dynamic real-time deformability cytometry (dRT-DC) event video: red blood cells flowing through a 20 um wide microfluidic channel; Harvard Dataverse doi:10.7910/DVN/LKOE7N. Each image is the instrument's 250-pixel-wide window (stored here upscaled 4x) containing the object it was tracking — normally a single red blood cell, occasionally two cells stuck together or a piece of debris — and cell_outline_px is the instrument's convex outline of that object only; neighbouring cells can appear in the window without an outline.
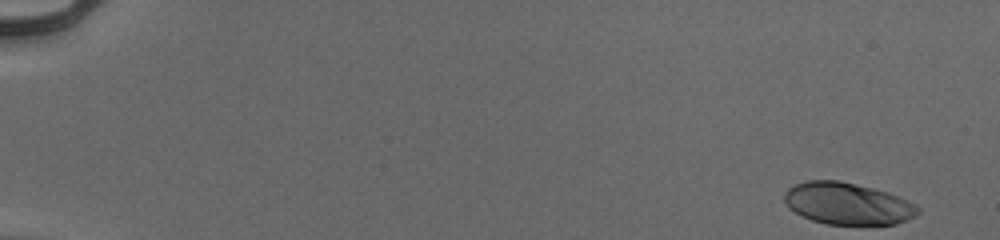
{"species": "human", "species_latin": "Homo sapiens", "temperature_condition": "cold", "stored_images_in_passage": 53, "camera_frame_rate_fps": 3000, "um_per_image_px": 0.085, "donor": {"sex": "male"}, "frame": {"image": 1, "passage_image": 1, "time_ms": 0.0, "image_size_px": [1000, 240], "cell_outline_px": [[920, 212], [896, 224], [828, 224], [812, 220], [800, 216], [788, 208], [784, 200], [784, 192], [788, 188], [796, 184], [808, 180], [840, 180], [888, 192], [916, 204], [920, 208]], "centroid_in_image_um": [72.0, 17.3], "position_along_channel_um": 13.0, "area_um2": 32.54}}
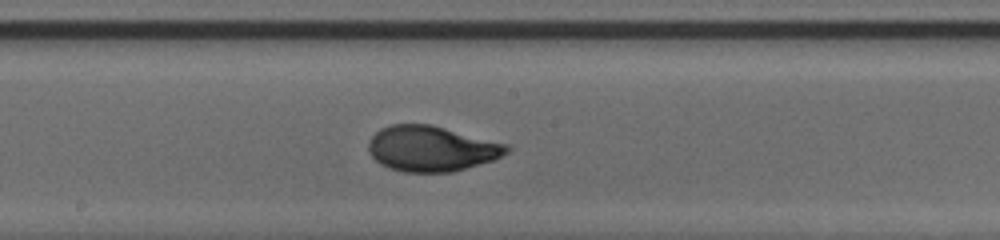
{"frame": {"image": 2, "passage_image": 30, "time_ms": 9.667, "image_size_px": [1000, 240], "cell_outline_px": [[512, 148], [508, 152], [492, 160], [452, 172], [404, 172], [388, 168], [380, 164], [368, 152], [368, 140], [380, 128], [392, 124], [432, 124], [508, 144]], "centroid_in_image_um": [36.65, 12.62], "position_along_channel_um": 211.5, "area_um2": 36.76}}
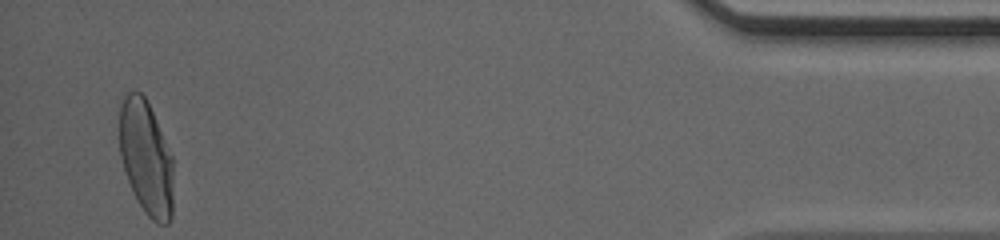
{"frame": {"image": 3, "passage_image": 51, "time_ms": 16.667, "image_size_px": [1000, 240], "cell_outline_px": [[172, 216], [168, 224], [156, 224], [144, 212], [136, 200], [132, 192], [120, 156], [120, 104], [124, 96], [128, 92], [140, 92], [144, 96], [152, 112], [172, 156]], "centroid_in_image_um": [12.41, 13.46], "position_along_channel_um": 422.8, "area_um2": 35.66}, "authors_computed_cell_mechanics": {"area_um2": 35.6048, "velocity_mm_per_s": 3.9595, "shape_relaxation_time_tau1_ms": 4.3385, "shape_relaxation_time_tau2_ms": null, "deformation_change_tau1": 0.2139, "deformation_change_tau2": null}}